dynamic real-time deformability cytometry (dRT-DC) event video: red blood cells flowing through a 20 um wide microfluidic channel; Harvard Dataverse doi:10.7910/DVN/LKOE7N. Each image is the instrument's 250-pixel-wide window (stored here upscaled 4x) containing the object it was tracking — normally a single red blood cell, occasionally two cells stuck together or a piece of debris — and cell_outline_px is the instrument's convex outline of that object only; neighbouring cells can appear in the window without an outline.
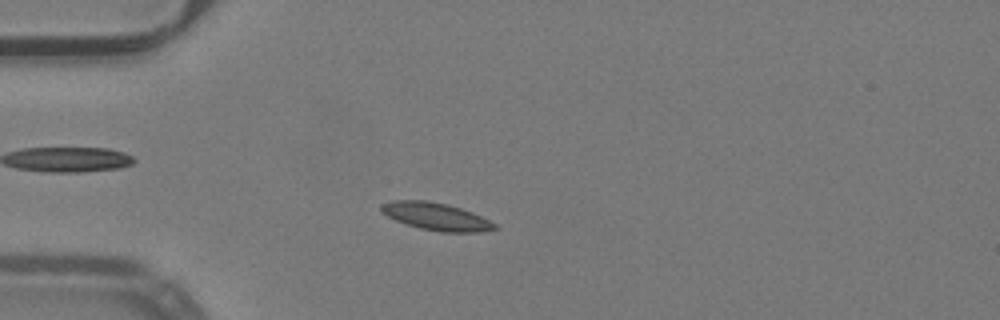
{"species": "common noctule bat (a hibernating species)", "species_latin": "Nyctalus noctula", "temperature_condition": "warm", "stored_images_in_passage": 48, "camera_frame_rate_fps": 3000, "um_per_image_px": 0.085, "animal": {"sex": "male", "body_mass_g": 19.2, "forearm_length_mm": 51.8}, "frame": {"image": 1, "passage_image": 11, "time_ms": 3.333, "image_size_px": [1000, 320], "cell_outline_px": [[500, 228], [480, 232], [440, 232], [420, 228], [396, 220], [388, 216], [380, 208], [380, 204], [392, 200], [424, 200], [448, 204], [472, 212], [496, 224]], "centroid_in_image_um": [37.09, 18.4], "position_along_channel_um": 47.9, "area_um2": 18.03}}
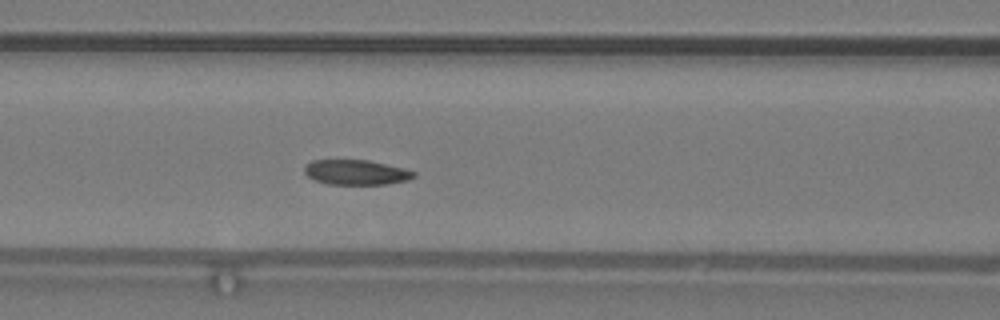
{"frame": {"image": 2, "passage_image": 19, "time_ms": 6.0, "image_size_px": [1000, 320], "cell_outline_px": [[416, 176], [408, 180], [384, 184], [328, 184], [316, 180], [308, 176], [304, 172], [304, 168], [312, 160], [368, 160], [404, 168], [416, 172]], "centroid_in_image_um": [30.29, 14.64], "position_along_channel_um": 136.3, "area_um2": 15.78}}
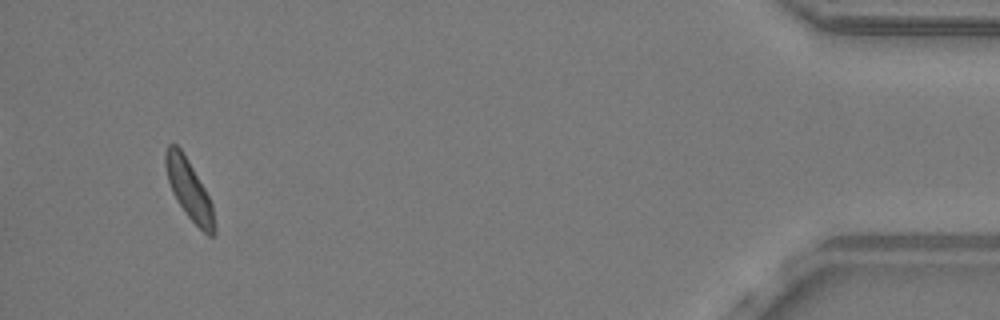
{"frame": {"image": 3, "passage_image": 46, "time_ms": 15.0, "image_size_px": [1000, 320], "cell_outline_px": [[216, 232], [212, 236], [208, 236], [188, 216], [172, 192], [168, 180], [164, 164], [164, 152], [168, 144], [176, 144], [180, 148], [204, 188], [212, 204], [216, 224]], "centroid_in_image_um": [16.07, 16.13], "position_along_channel_um": 419.1, "area_um2": 16.7}, "authors_computed_cell_mechanics": {"area_um2": 16.8487, "velocity_mm_per_s": 3.9729, "shape_relaxation_time_tau1_ms": 3.1816, "shape_relaxation_time_tau2_ms": 2.2302, "deformation_change_tau1": 0.1002, "deformation_change_tau2": 0.0698}}